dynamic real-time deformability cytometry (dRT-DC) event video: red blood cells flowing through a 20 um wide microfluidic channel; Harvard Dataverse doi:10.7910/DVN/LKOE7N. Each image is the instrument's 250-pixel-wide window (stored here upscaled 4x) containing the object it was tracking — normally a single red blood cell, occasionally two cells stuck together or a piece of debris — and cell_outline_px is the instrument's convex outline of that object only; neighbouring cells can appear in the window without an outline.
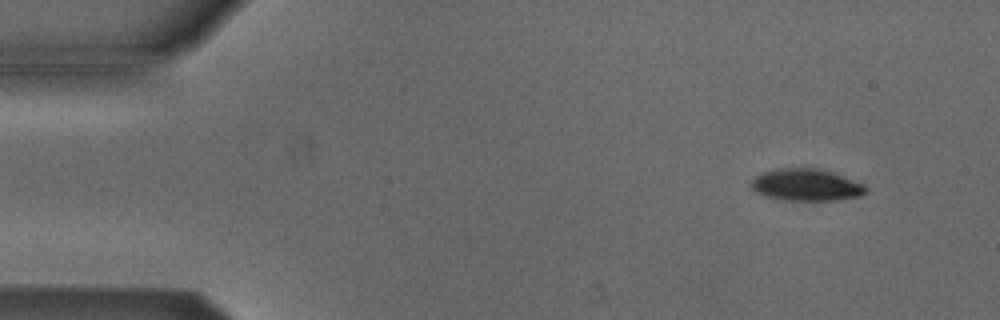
{"species": "Egyptian fruit bat (a non-hibernating species)", "species_latin": "Rousettus aegyptiacus", "temperature_condition": "cold", "stored_images_in_passage": 52, "camera_frame_rate_fps": 3000, "um_per_image_px": 0.085, "animal": {"sex": "male"}, "frame": {"image": 1, "passage_image": 4, "time_ms": 1.0, "image_size_px": [1000, 320], "cell_outline_px": [[868, 188], [860, 196], [836, 200], [784, 200], [764, 196], [748, 188], [748, 184], [760, 172], [776, 168], [820, 168], [832, 172], [864, 184]], "centroid_in_image_um": [68.46, 15.71], "position_along_channel_um": 16.5, "area_um2": 21.62}}
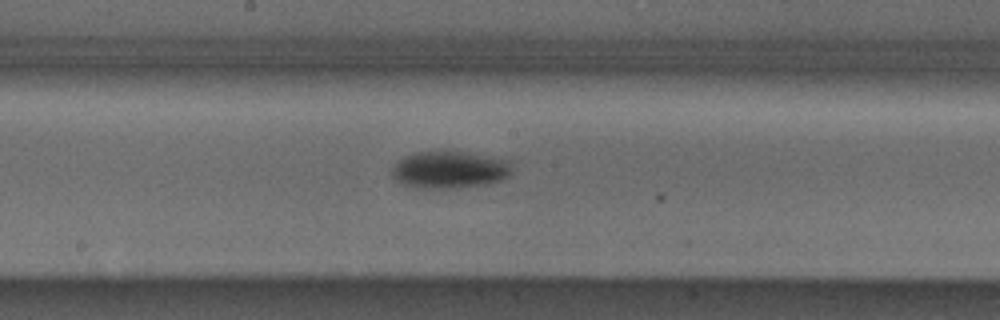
{"frame": {"image": 2, "passage_image": 27, "time_ms": 8.667, "image_size_px": [1000, 320], "cell_outline_px": [[512, 172], [508, 176], [492, 184], [460, 188], [416, 188], [400, 184], [392, 176], [392, 168], [396, 160], [404, 156], [416, 152], [460, 152], [504, 160], [508, 164]], "centroid_in_image_um": [38.12, 14.47], "position_along_channel_um": 210.1, "area_um2": 25.84}}
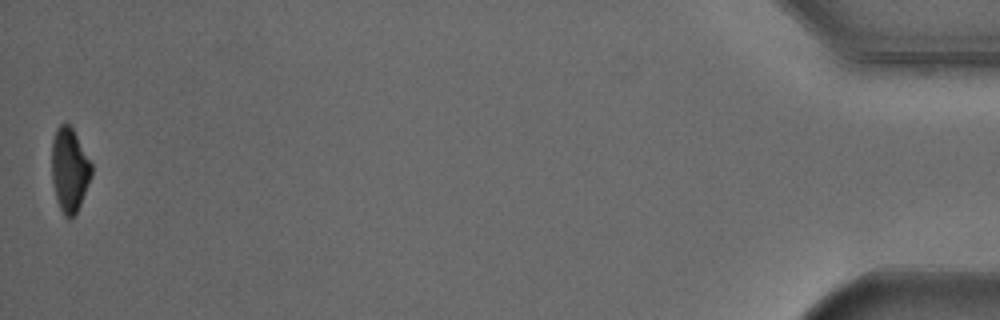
{"frame": {"image": 3, "passage_image": 52, "time_ms": 17.0, "image_size_px": [1000, 320], "cell_outline_px": [[92, 176], [80, 204], [76, 212], [68, 220], [64, 216], [56, 200], [52, 180], [52, 140], [56, 128], [60, 124], [68, 124], [72, 128], [92, 164]], "centroid_in_image_um": [5.9, 14.45], "position_along_channel_um": 429.3, "area_um2": 19.36}, "authors_computed_cell_mechanics": {"area_um2": 23.1489, "velocity_mm_per_s": 3.8381, "shape_relaxation_time_tau1_ms": 2.2232, "shape_relaxation_time_tau2_ms": null, "deformation_change_tau1": 0.1009, "deformation_change_tau2": null}}